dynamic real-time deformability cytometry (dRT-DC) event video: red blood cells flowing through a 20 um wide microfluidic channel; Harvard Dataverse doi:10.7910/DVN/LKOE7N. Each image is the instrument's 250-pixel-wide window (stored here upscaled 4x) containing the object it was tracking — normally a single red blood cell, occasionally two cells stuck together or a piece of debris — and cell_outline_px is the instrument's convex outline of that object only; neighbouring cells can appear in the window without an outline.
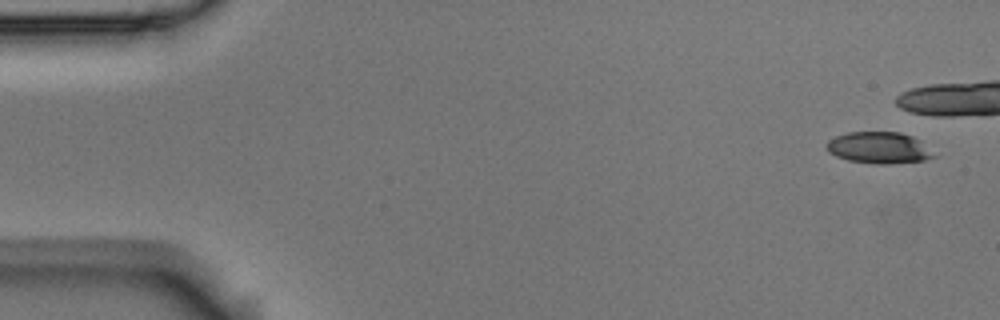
{"species": "Egyptian fruit bat (a non-hibernating species)", "species_latin": "Rousettus aegyptiacus", "temperature_condition": "room temperature", "stored_images_in_passage": 5, "camera_frame_rate_fps": 3000, "um_per_image_px": 0.085, "animal": {"sex": "male"}, "frame": {"image": 1, "passage_image": 1, "time_ms": 0.0, "image_size_px": [1000, 320], "cell_outline_px": [[936, 156], [924, 160], [888, 164], [876, 164], [848, 160], [836, 156], [828, 152], [824, 144], [828, 140], [836, 136], [848, 132], [900, 132], [912, 136], [920, 140]], "centroid_in_image_um": [74.67, 12.55], "position_along_channel_um": 10.3, "area_um2": 19.71}}